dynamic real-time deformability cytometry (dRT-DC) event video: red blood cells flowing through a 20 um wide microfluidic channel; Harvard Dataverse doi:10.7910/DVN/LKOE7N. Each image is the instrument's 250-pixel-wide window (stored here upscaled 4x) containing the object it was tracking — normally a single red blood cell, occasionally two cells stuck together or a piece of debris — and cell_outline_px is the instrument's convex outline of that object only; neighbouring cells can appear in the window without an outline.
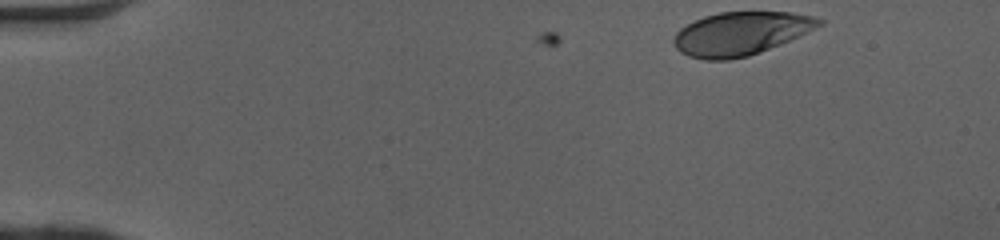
{"species": "human", "species_latin": "Homo sapiens", "temperature_condition": "cold", "stored_images_in_passage": 43, "camera_frame_rate_fps": 3000, "um_per_image_px": 0.085, "donor": {"sex": "female"}, "frame": {"image": 1, "passage_image": 1, "time_ms": 0.0, "image_size_px": [1000, 240], "cell_outline_px": [[824, 24], [788, 40], [748, 56], [728, 60], [704, 60], [688, 56], [680, 52], [672, 44], [672, 40], [676, 32], [680, 28], [704, 16], [720, 12], [792, 12], [812, 16], [824, 20]], "centroid_in_image_um": [62.91, 2.85], "position_along_channel_um": 22.1, "area_um2": 36.41}}
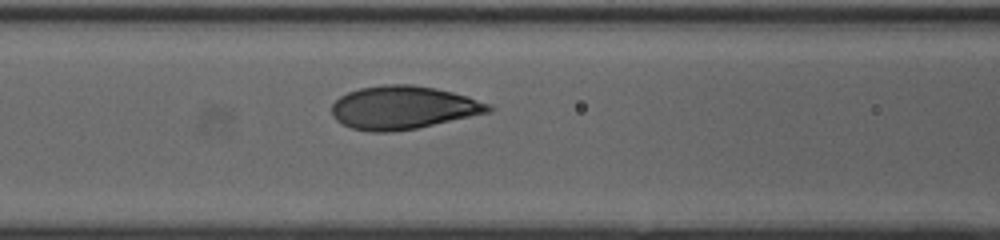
{"frame": {"image": 2, "passage_image": 17, "time_ms": 5.333, "image_size_px": [1000, 240], "cell_outline_px": [[496, 108], [492, 112], [416, 128], [388, 132], [368, 132], [352, 128], [336, 120], [332, 116], [332, 104], [340, 96], [348, 92], [360, 88], [384, 84], [412, 84], [436, 88], [468, 96], [492, 104]], "centroid_in_image_um": [34.31, 9.14], "position_along_channel_um": 132.3, "area_um2": 39.71}}
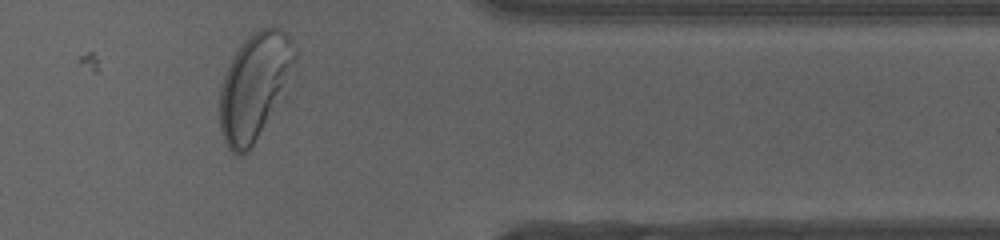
{"frame": {"image": 3, "passage_image": 37, "time_ms": 12.0, "image_size_px": [1000, 240], "cell_outline_px": [[296, 60], [252, 148], [244, 156], [240, 156], [232, 152], [228, 148], [224, 140], [220, 128], [220, 84], [232, 56], [244, 40], [248, 36], [260, 28], [280, 28], [288, 36], [296, 48]], "centroid_in_image_um": [21.56, 7.32], "position_along_channel_um": 389.8, "area_um2": 45.2}, "authors_computed_cell_mechanics": {"area_um2": 38.3214, "velocity_mm_per_s": 4.0535, "shape_relaxation_time_tau1_ms": 2.5254, "shape_relaxation_time_tau2_ms": null, "deformation_change_tau1": 0.1646, "deformation_change_tau2": null}}